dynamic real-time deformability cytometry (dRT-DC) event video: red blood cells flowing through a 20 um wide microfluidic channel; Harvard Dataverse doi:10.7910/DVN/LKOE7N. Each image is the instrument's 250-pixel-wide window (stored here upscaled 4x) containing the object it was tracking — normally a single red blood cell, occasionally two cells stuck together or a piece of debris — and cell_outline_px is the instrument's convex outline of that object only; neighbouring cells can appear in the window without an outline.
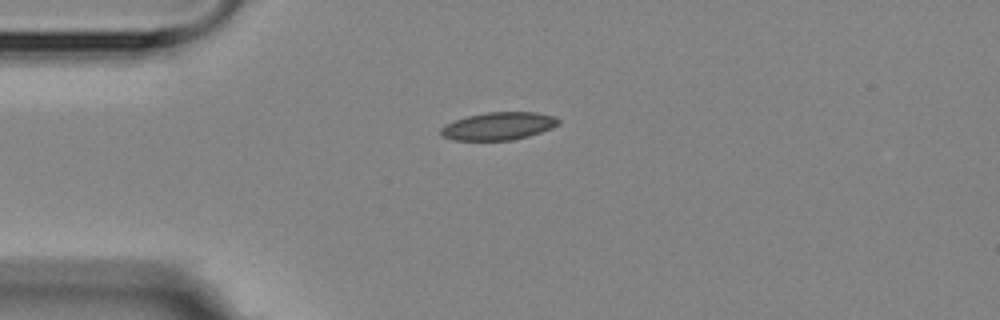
{"species": "Egyptian fruit bat (a non-hibernating species)", "species_latin": "Rousettus aegyptiacus", "temperature_condition": "room temperature", "stored_images_in_passage": 3, "camera_frame_rate_fps": 3000, "um_per_image_px": 0.085, "animal": {"sex": "female"}, "frame": {"image": 1, "passage_image": 1, "time_ms": 0.0, "image_size_px": [1000, 320], "cell_outline_px": [[560, 124], [552, 128], [528, 136], [512, 140], [452, 140], [444, 136], [440, 132], [440, 128], [444, 124], [468, 116], [488, 112], [536, 112], [556, 116], [560, 120]], "centroid_in_image_um": [42.4, 10.71], "position_along_channel_um": 42.6, "area_um2": 19.02}}
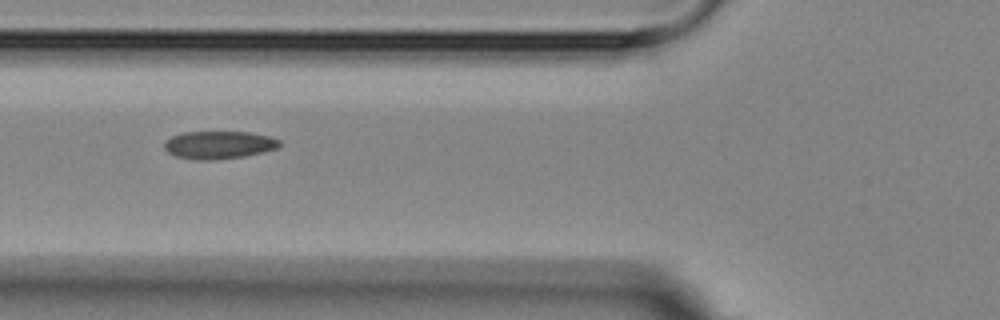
{"frame": {"image": 2, "passage_image": 3, "time_ms": 2.333, "image_size_px": [1000, 320], "cell_outline_px": [[280, 144], [276, 148], [244, 156], [212, 160], [196, 160], [176, 156], [168, 152], [164, 148], [164, 140], [172, 136], [184, 132], [248, 132], [268, 136], [280, 140]], "centroid_in_image_um": [18.55, 12.31], "position_along_channel_um": 107.3, "area_um2": 18.5}}